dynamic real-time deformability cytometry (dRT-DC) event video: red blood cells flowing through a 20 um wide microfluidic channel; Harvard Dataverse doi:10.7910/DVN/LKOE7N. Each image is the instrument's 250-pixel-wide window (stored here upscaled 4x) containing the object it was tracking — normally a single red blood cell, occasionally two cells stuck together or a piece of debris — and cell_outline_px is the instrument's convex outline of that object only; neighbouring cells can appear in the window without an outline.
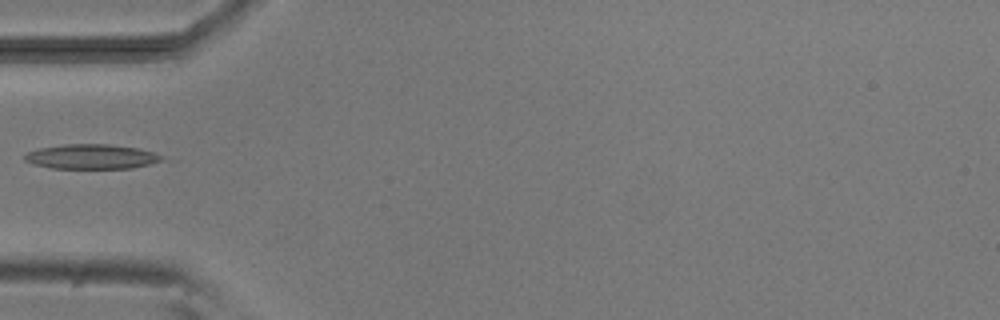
{"species": "common noctule bat (a hibernating species)", "species_latin": "Nyctalus noctula", "temperature_condition": "room temperature", "stored_images_in_passage": 5, "camera_frame_rate_fps": 3000, "um_per_image_px": 0.085, "animal": {"sex": "male", "body_mass_g": 20.5, "forearm_length_mm": 52.5}, "frame": {"image": 1, "passage_image": 4, "time_ms": 3.333, "image_size_px": [1000, 320], "cell_outline_px": [[160, 160], [148, 164], [132, 168], [52, 168], [32, 164], [24, 160], [24, 156], [28, 152], [40, 148], [64, 144], [108, 144], [136, 148], [152, 152], [160, 156]], "centroid_in_image_um": [7.69, 13.31], "position_along_channel_um": 77.3, "area_um2": 19.36}}
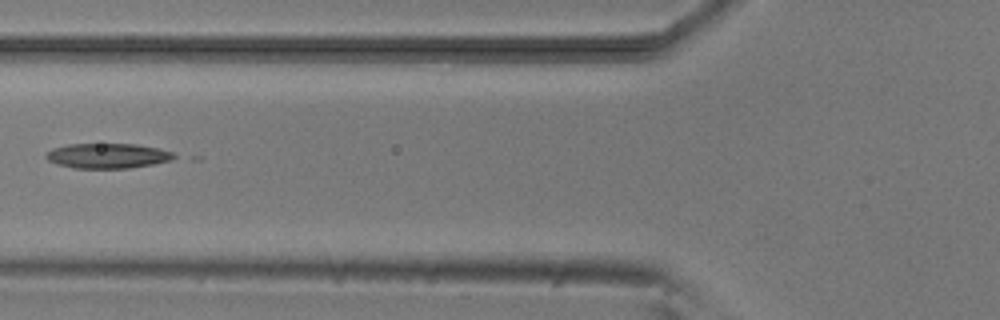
{"frame": {"image": 2, "passage_image": 5, "time_ms": 4.333, "image_size_px": [1000, 320], "cell_outline_px": [[180, 156], [172, 160], [152, 164], [128, 168], [72, 168], [56, 164], [48, 160], [44, 156], [52, 148], [68, 144], [136, 144], [160, 148], [172, 152]], "centroid_in_image_um": [9.17, 13.24], "position_along_channel_um": 116.6, "area_um2": 18.79}}